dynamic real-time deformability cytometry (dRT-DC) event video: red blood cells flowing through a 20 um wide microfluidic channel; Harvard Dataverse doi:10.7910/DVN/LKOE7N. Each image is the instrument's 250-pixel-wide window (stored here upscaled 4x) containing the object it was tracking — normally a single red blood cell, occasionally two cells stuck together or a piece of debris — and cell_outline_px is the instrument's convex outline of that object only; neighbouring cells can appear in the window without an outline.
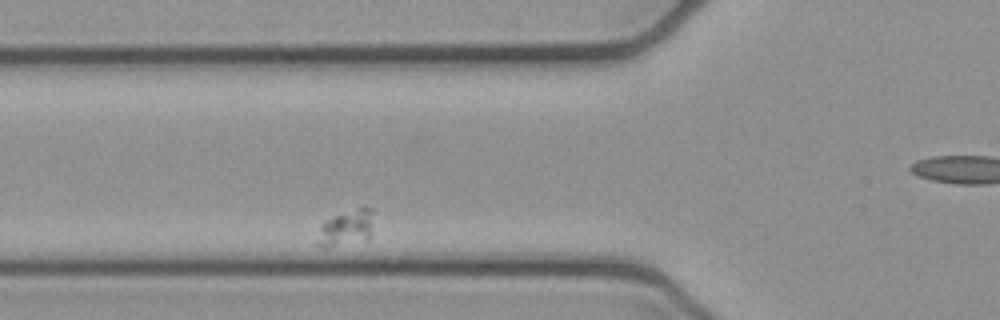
{"species": "common noctule bat (a hibernating species)", "species_latin": "Nyctalus noctula", "temperature_condition": "cold", "stored_images_in_passage": 38, "camera_frame_rate_fps": 3000, "um_per_image_px": 0.085, "animal": {"sex": "female", "body_mass_g": 21.9}, "frame": {"image": 1, "passage_image": 11, "time_ms": 3.333, "image_size_px": [1000, 320], "cell_outline_px": [[372, 224], [368, 240], [324, 248], [316, 244], [320, 224], [324, 220], [332, 216], [360, 208], [372, 208]], "centroid_in_image_um": [29.38, 19.4], "position_along_channel_um": 96.4, "area_um2": 11.79}}
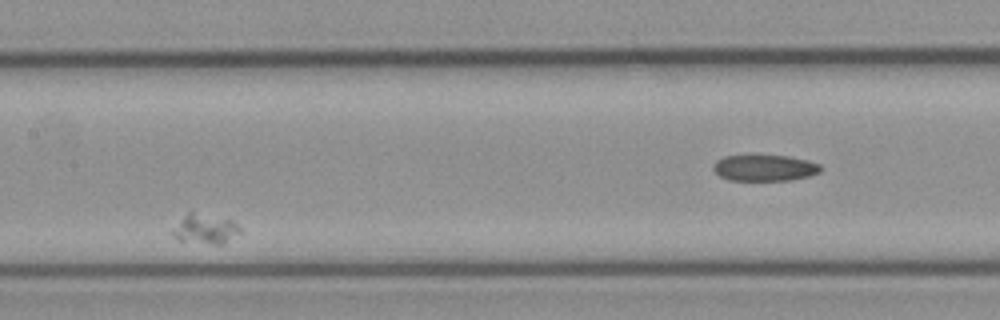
{"frame": {"image": 2, "passage_image": 20, "time_ms": 6.333, "image_size_px": [1000, 320], "cell_outline_px": [[240, 232], [224, 244], [212, 244], [176, 240], [172, 236], [172, 232], [184, 216], [188, 212], [192, 212], [232, 220], [240, 228]], "centroid_in_image_um": [17.44, 19.49], "position_along_channel_um": 190.0, "area_um2": 11.39}}
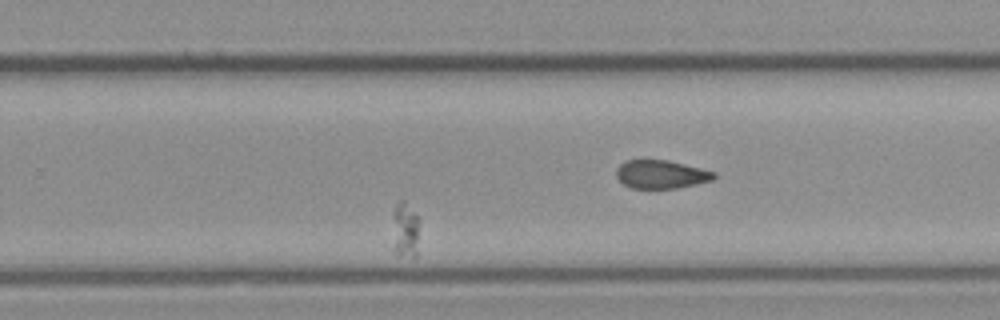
{"frame": {"image": 3, "passage_image": 30, "time_ms": 9.667, "image_size_px": [1000, 320], "cell_outline_px": [[420, 224], [416, 256], [396, 256], [384, 244], [392, 212], [396, 204], [400, 200], [404, 200], [420, 220]], "centroid_in_image_um": [34.26, 19.63], "position_along_channel_um": 295.5, "area_um2": 10.52}}